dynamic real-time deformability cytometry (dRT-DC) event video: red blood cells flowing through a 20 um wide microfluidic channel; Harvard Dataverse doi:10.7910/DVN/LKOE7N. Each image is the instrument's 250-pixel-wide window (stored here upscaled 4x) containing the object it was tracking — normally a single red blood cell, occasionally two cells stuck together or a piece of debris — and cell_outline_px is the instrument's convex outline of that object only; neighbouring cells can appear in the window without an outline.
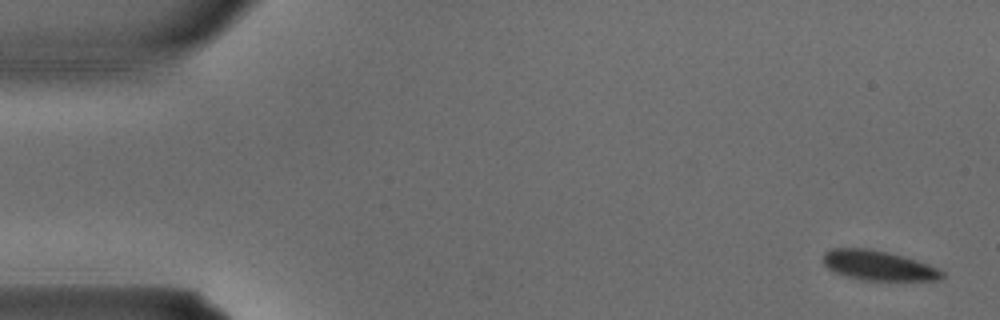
{"species": "common noctule bat (a hibernating species)", "species_latin": "Nyctalus noctula", "temperature_condition": "warm", "stored_images_in_passage": 3, "camera_frame_rate_fps": 3000, "um_per_image_px": 0.085, "animal": {"sex": "male", "body_mass_g": 15.6}, "frame": {"image": 1, "passage_image": 1, "time_ms": 0.0, "image_size_px": [1000, 320], "cell_outline_px": [[944, 276], [940, 280], [860, 280], [844, 276], [828, 268], [824, 264], [824, 252], [832, 248], [872, 248], [904, 256], [940, 268], [944, 272]], "centroid_in_image_um": [74.68, 22.56], "position_along_channel_um": 10.3, "area_um2": 20.81}}
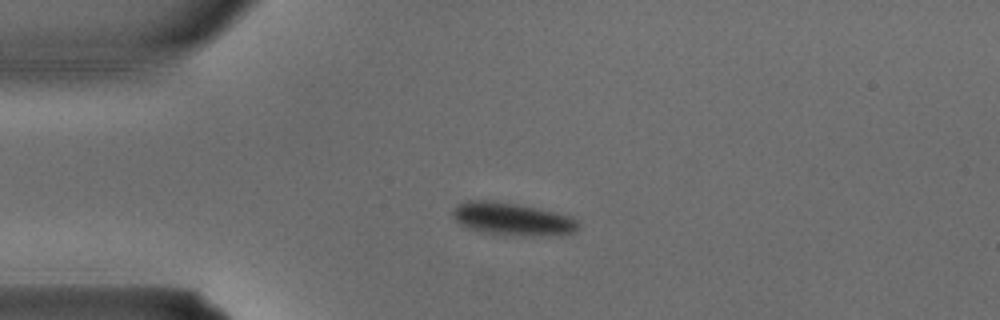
{"frame": {"image": 2, "passage_image": 3, "time_ms": 0.667, "image_size_px": [1000, 320], "cell_outline_px": [[580, 228], [568, 236], [524, 236], [480, 232], [468, 228], [460, 224], [452, 216], [452, 208], [468, 200], [488, 200], [516, 204], [556, 212], [572, 216], [580, 224]], "centroid_in_image_um": [43.62, 18.64], "position_along_channel_um": 41.4, "area_um2": 24.33}}